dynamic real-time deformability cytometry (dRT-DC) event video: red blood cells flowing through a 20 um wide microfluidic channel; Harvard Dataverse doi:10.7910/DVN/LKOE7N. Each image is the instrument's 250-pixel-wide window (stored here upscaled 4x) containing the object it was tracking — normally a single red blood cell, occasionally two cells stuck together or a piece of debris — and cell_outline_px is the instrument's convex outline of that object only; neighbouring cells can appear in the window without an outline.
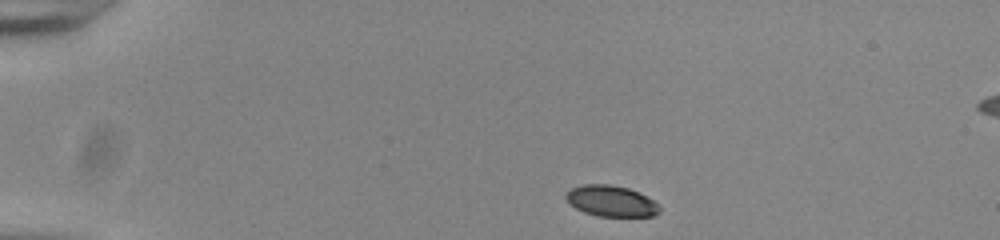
{"species": "common noctule bat (a hibernating species)", "species_latin": "Nyctalus noctula", "temperature_condition": "room temperature", "stored_images_in_passage": 44, "camera_frame_rate_fps": 3000, "um_per_image_px": 0.085, "animal": {"sex": "male", "body_mass_g": 20.0, "forearm_length_mm": 53.3}, "frame": {"image": 1, "passage_image": 1, "time_ms": 0.0, "image_size_px": [1000, 240], "cell_outline_px": [[660, 212], [652, 216], [596, 216], [584, 212], [568, 204], [564, 196], [572, 188], [584, 184], [608, 184], [628, 188], [652, 200], [660, 208]], "centroid_in_image_um": [51.89, 17.09], "position_along_channel_um": 33.1, "area_um2": 16.7}}
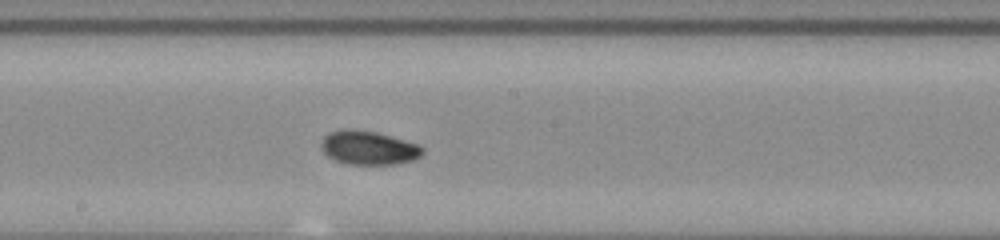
{"frame": {"image": 2, "passage_image": 21, "time_ms": 6.667, "image_size_px": [1000, 240], "cell_outline_px": [[424, 152], [420, 156], [412, 160], [392, 164], [348, 164], [336, 160], [328, 156], [320, 148], [320, 144], [324, 136], [328, 132], [344, 128], [352, 128], [376, 132], [420, 144], [424, 148]], "centroid_in_image_um": [31.31, 12.54], "position_along_channel_um": 216.9, "area_um2": 20.11}}
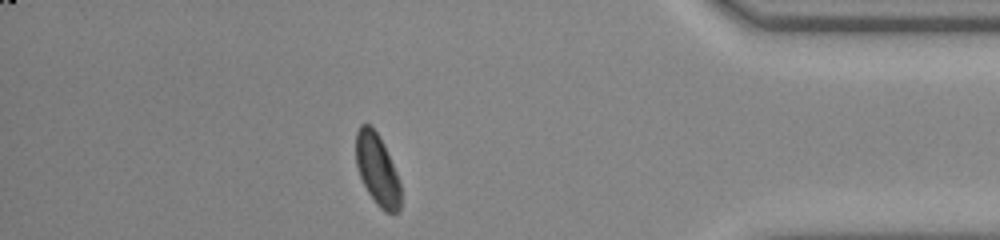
{"frame": {"image": 3, "passage_image": 38, "time_ms": 12.333, "image_size_px": [1000, 240], "cell_outline_px": [[400, 212], [384, 212], [376, 204], [368, 192], [360, 176], [356, 164], [356, 132], [360, 124], [368, 124], [376, 132], [396, 172], [400, 184]], "centroid_in_image_um": [32.05, 14.46], "position_along_channel_um": 403.1, "area_um2": 18.15}, "authors_computed_cell_mechanics": {"area_um2": 19.1896, "velocity_mm_per_s": 3.8313, "shape_relaxation_time_tau1_ms": 3.5841, "shape_relaxation_time_tau2_ms": 5.533, "deformation_change_tau1": 0.1142, "deformation_change_tau2": 0.0862}}